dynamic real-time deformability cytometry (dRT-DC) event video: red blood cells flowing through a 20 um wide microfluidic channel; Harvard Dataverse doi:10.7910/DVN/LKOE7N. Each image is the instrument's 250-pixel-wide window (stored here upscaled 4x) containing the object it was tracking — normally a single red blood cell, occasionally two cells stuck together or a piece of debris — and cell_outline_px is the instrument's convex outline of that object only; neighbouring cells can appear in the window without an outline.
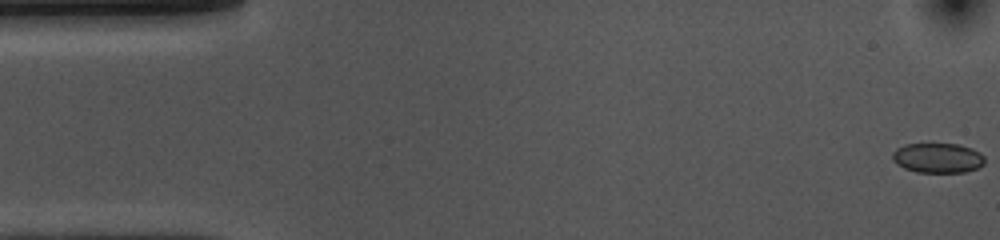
{"species": "common noctule bat (a hibernating species)", "species_latin": "Nyctalus noctula", "temperature_condition": "cold", "stored_images_in_passage": 56, "camera_frame_rate_fps": 3000, "um_per_image_px": 0.085, "animal": {"sex": "female", "body_mass_g": 10.0, "forearm_length_mm": 53.1}, "frame": {"image": 1, "passage_image": 1, "time_ms": 0.0, "image_size_px": [1000, 240], "cell_outline_px": [[984, 164], [976, 168], [964, 172], [916, 172], [904, 168], [896, 164], [892, 160], [892, 152], [896, 148], [904, 144], [960, 144], [972, 148], [980, 152], [984, 156]], "centroid_in_image_um": [79.69, 13.42], "position_along_channel_um": 5.3, "area_um2": 16.18}}
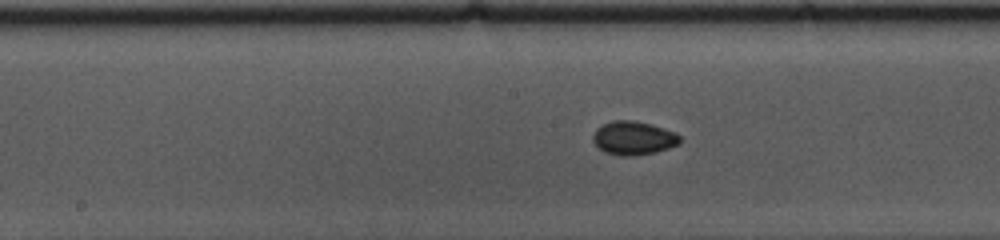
{"frame": {"image": 2, "passage_image": 27, "time_ms": 8.667, "image_size_px": [1000, 240], "cell_outline_px": [[680, 144], [656, 152], [632, 156], [620, 156], [604, 152], [592, 140], [592, 136], [596, 128], [612, 120], [632, 120], [652, 124], [676, 132], [680, 136]], "centroid_in_image_um": [53.85, 11.73], "position_along_channel_um": 194.3, "area_um2": 17.17}}
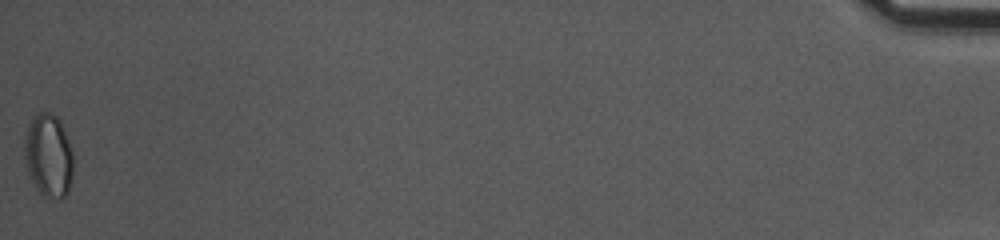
{"frame": {"image": 3, "passage_image": 56, "time_ms": 18.333, "image_size_px": [1000, 240], "cell_outline_px": [[72, 176], [68, 192], [60, 200], [44, 196], [36, 188], [32, 180], [24, 156], [24, 136], [36, 112], [52, 112], [60, 120], [64, 128], [72, 148]], "centroid_in_image_um": [4.14, 13.2], "position_along_channel_um": 431.1, "area_um2": 23.7}, "authors_computed_cell_mechanics": {"area_um2": 16.2996, "velocity_mm_per_s": 3.5353, "shape_relaxation_time_tau1_ms": 8.5911, "shape_relaxation_time_tau2_ms": 3.3201, "deformation_change_tau1": 0.0939, "deformation_change_tau2": 0.041}}